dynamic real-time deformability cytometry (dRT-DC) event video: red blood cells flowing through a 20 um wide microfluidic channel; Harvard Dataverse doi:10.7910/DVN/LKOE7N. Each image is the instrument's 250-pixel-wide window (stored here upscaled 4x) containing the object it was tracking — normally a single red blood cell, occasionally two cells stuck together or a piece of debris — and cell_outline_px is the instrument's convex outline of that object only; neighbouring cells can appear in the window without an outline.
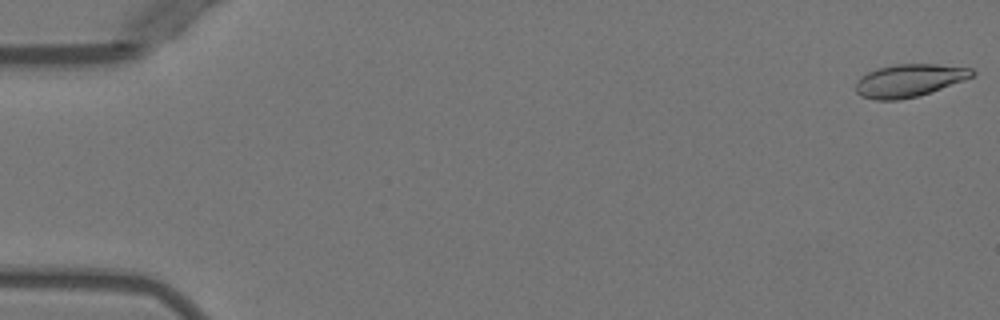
{"species": "Egyptian fruit bat (a non-hibernating species)", "species_latin": "Rousettus aegyptiacus", "temperature_condition": "warm", "stored_images_in_passage": 5, "camera_frame_rate_fps": 3000, "um_per_image_px": 0.085, "animal": {"sex": "female"}, "frame": {"image": 1, "passage_image": 1, "time_ms": 0.0, "image_size_px": [1000, 320], "cell_outline_px": [[976, 72], [972, 76], [964, 80], [916, 96], [900, 100], [876, 100], [860, 96], [856, 92], [856, 80], [860, 76], [876, 68], [896, 64], [936, 64], [972, 68]], "centroid_in_image_um": [77.23, 6.83], "position_along_channel_um": 7.8, "area_um2": 22.08}}
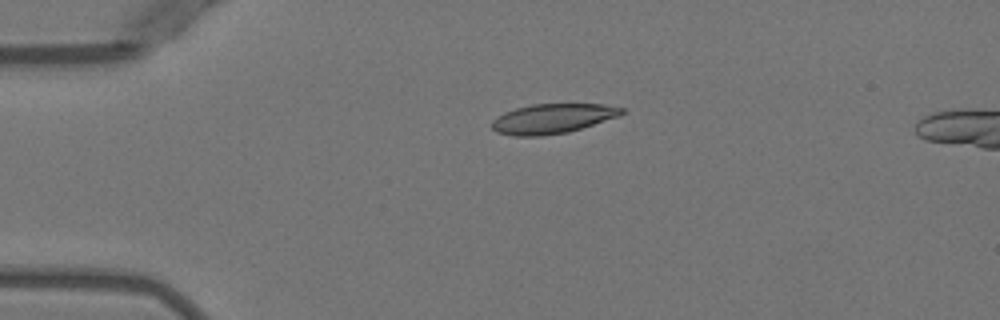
{"frame": {"image": 2, "passage_image": 3, "time_ms": 3.667, "image_size_px": [1000, 320], "cell_outline_px": [[624, 112], [620, 116], [568, 132], [540, 136], [512, 136], [496, 132], [492, 128], [492, 120], [496, 116], [504, 112], [516, 108], [532, 104], [604, 104], [624, 108]], "centroid_in_image_um": [46.94, 10.08], "position_along_channel_um": 38.1, "area_um2": 22.54}}